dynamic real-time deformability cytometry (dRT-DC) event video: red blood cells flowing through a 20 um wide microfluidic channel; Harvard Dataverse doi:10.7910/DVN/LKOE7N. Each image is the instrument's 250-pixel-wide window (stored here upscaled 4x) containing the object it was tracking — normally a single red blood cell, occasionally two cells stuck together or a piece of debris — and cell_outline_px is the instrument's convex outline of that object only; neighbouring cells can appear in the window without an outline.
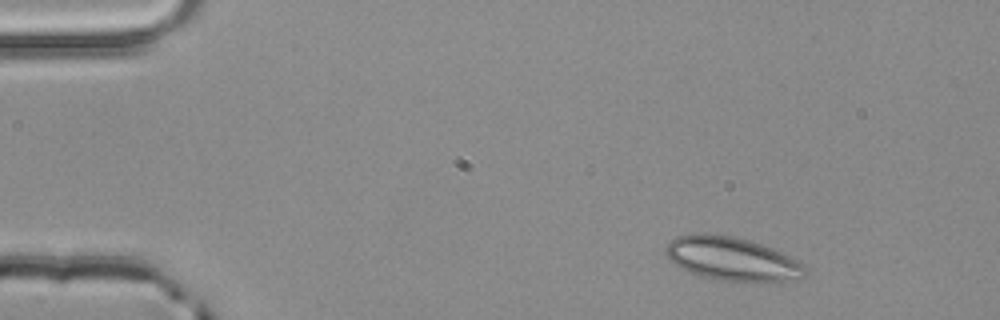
{"species": "common noctule bat (a hibernating species)", "species_latin": "Nyctalus noctula", "temperature_condition": "room temperature", "stored_images_in_passage": 3, "camera_frame_rate_fps": 3000, "um_per_image_px": 0.085, "animal": {"sex": "male", "body_mass_g": 20.4}, "frame": {"image": 1, "passage_image": 1, "time_ms": 0.0, "image_size_px": [1000, 320], "cell_outline_px": [[804, 276], [796, 280], [724, 280], [700, 276], [680, 268], [668, 260], [664, 252], [664, 248], [676, 236], [692, 232], [704, 232], [732, 236], [748, 240], [772, 248], [804, 264]], "centroid_in_image_um": [62.12, 21.96], "position_along_channel_um": 22.9, "area_um2": 35.03}}